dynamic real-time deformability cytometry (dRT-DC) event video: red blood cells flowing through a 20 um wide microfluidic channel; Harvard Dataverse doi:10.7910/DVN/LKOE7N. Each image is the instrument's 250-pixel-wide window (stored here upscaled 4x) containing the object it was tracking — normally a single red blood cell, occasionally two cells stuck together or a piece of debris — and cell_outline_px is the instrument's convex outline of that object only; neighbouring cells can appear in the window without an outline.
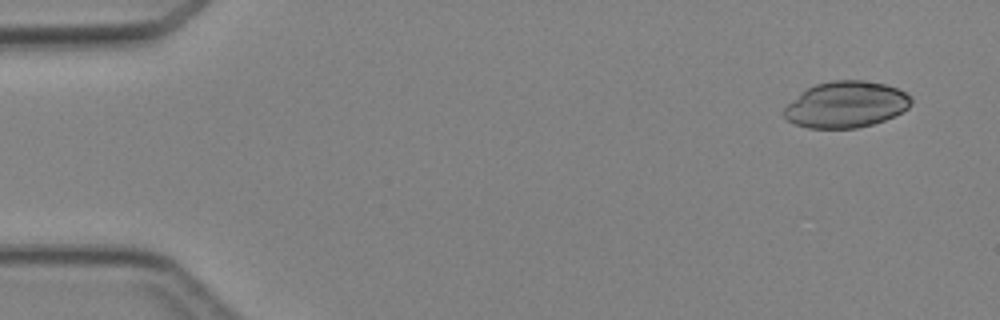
{"species": "Egyptian fruit bat (a non-hibernating species)", "species_latin": "Rousettus aegyptiacus", "temperature_condition": "cold", "stored_images_in_passage": 4, "camera_frame_rate_fps": 3000, "um_per_image_px": 0.085, "animal": {"sex": "female"}, "frame": {"image": 1, "passage_image": 1, "time_ms": 0.0, "image_size_px": [1000, 320], "cell_outline_px": [[912, 100], [908, 108], [884, 120], [872, 124], [856, 128], [808, 128], [796, 124], [788, 120], [784, 116], [784, 108], [788, 104], [808, 88], [816, 84], [832, 80], [864, 80], [884, 84], [896, 88], [912, 96]], "centroid_in_image_um": [71.92, 8.88], "position_along_channel_um": 13.1, "area_um2": 33.87}}